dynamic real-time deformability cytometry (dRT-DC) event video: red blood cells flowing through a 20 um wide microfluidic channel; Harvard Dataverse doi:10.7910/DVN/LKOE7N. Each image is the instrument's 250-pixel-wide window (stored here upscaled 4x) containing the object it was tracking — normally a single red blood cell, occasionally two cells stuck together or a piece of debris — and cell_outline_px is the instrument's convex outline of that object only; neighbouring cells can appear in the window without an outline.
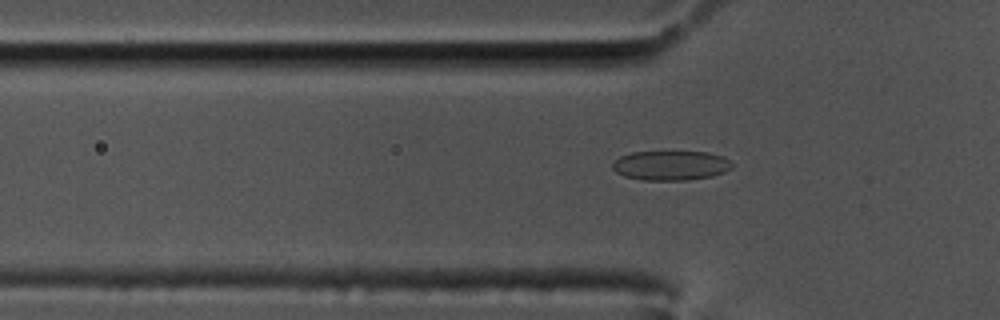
{"species": "common noctule bat (a hibernating species)", "species_latin": "Nyctalus noctula", "temperature_condition": "cold", "stored_images_in_passage": 42, "camera_frame_rate_fps": 3000, "um_per_image_px": 0.085, "animal": {"sex": "male", "body_mass_g": 17.5, "forearm_length_mm": 52.3}, "frame": {"image": 1, "passage_image": 3, "time_ms": 0.667, "image_size_px": [1000, 320], "cell_outline_px": [[732, 168], [724, 172], [712, 176], [688, 180], [644, 180], [624, 176], [616, 172], [612, 168], [612, 164], [620, 156], [632, 152], [708, 152], [724, 156], [732, 164]], "centroid_in_image_um": [57.02, 14.06], "position_along_channel_um": 68.8, "area_um2": 20.58}}
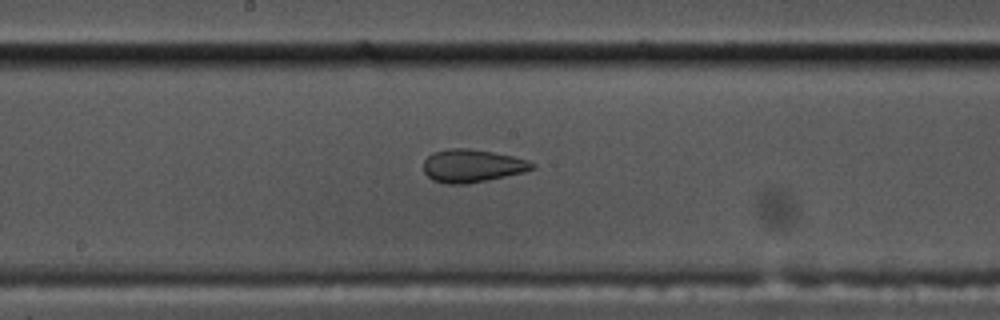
{"frame": {"image": 2, "passage_image": 15, "time_ms": 4.667, "image_size_px": [1000, 320], "cell_outline_px": [[536, 168], [524, 172], [468, 184], [448, 184], [432, 180], [424, 172], [424, 160], [432, 152], [448, 148], [468, 148], [492, 152], [512, 156], [528, 160], [536, 164]], "centroid_in_image_um": [40.13, 14.09], "position_along_channel_um": 208.1, "area_um2": 20.92}}
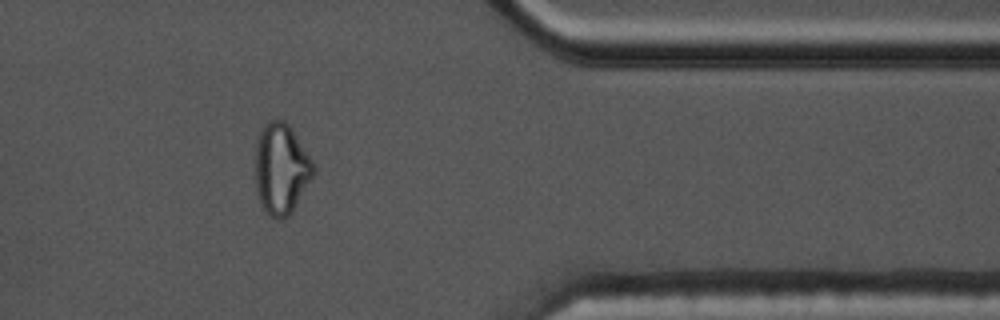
{"frame": {"image": 3, "passage_image": 32, "time_ms": 10.333, "image_size_px": [1000, 320], "cell_outline_px": [[316, 172], [292, 212], [288, 216], [280, 220], [276, 220], [264, 208], [260, 200], [256, 188], [256, 144], [260, 128], [264, 124], [272, 120], [284, 120], [292, 128], [312, 160], [316, 168]], "centroid_in_image_um": [23.92, 14.33], "position_along_channel_um": 387.5, "area_um2": 30.75}, "authors_computed_cell_mechanics": {"area_um2": 21.1259, "velocity_mm_per_s": 3.4778, "shape_relaxation_time_tau1_ms": null, "shape_relaxation_time_tau2_ms": 1.5405, "deformation_change_tau1": null, "deformation_change_tau2": 0.0638}}